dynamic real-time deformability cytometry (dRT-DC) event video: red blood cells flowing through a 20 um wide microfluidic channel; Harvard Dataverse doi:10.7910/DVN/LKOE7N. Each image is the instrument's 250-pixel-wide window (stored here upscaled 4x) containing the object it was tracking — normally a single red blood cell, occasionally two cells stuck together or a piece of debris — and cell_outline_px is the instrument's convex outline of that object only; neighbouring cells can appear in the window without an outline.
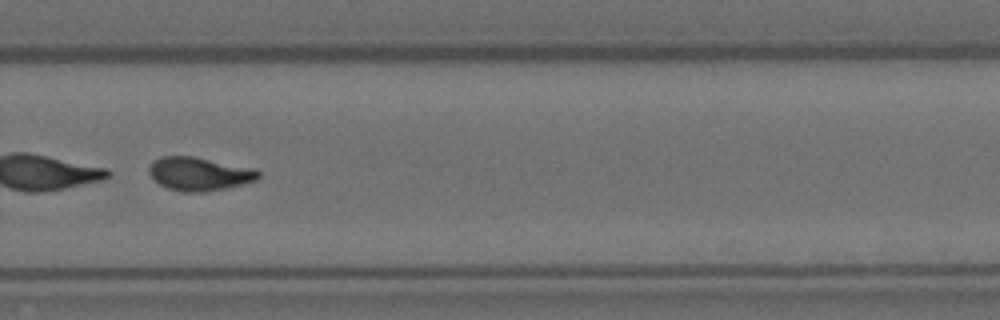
{"species": "Egyptian fruit bat (a non-hibernating species)", "species_latin": "Rousettus aegyptiacus", "temperature_condition": "room temperature", "stored_images_in_passage": 54, "camera_frame_rate_fps": 3000, "um_per_image_px": 0.085, "animal": {"sex": "female"}, "frame": {"image": 1, "passage_image": 38, "time_ms": 12.333, "image_size_px": [1000, 320], "cell_outline_px": [[260, 176], [256, 180], [224, 188], [204, 192], [184, 192], [168, 188], [160, 184], [148, 172], [148, 168], [152, 160], [160, 156], [192, 156], [256, 168], [260, 172]], "centroid_in_image_um": [16.93, 14.76], "position_along_channel_um": 312.9, "area_um2": 21.27}, "authors_computed_cell_mechanics": {"area_um2": 21.4438, "velocity_mm_per_s": 3.5595, "shape_relaxation_time_tau1_ms": 1.218, "shape_relaxation_time_tau2_ms": 2.7484, "deformation_change_tau1": 0.2995, "deformation_change_tau2": 0.0945}}